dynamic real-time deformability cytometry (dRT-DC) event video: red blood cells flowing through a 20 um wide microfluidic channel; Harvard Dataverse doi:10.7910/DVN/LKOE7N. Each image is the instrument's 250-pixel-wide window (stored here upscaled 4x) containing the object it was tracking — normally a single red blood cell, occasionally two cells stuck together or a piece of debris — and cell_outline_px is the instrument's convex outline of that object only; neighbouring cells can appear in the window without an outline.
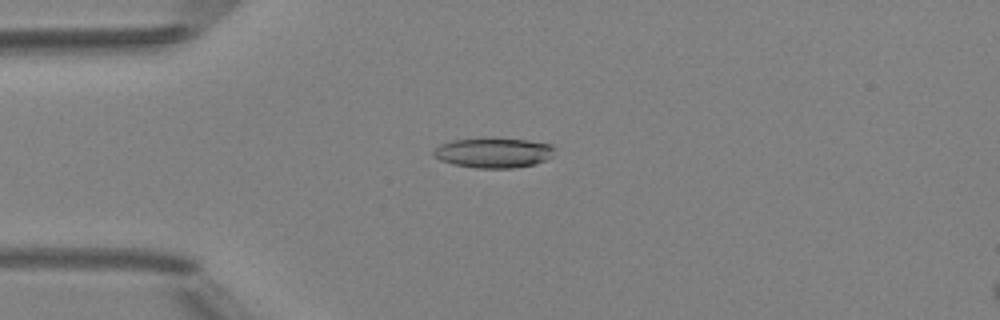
{"species": "Egyptian fruit bat (a non-hibernating species)", "species_latin": "Rousettus aegyptiacus", "temperature_condition": "room temperature", "stored_images_in_passage": 6, "camera_frame_rate_fps": 3000, "um_per_image_px": 0.085, "animal": {"sex": "female"}, "frame": {"image": 1, "passage_image": 4, "time_ms": 3.333, "image_size_px": [1000, 320], "cell_outline_px": [[556, 148], [552, 156], [536, 164], [516, 168], [476, 168], [452, 164], [440, 160], [432, 156], [432, 152], [440, 144], [452, 140], [484, 136], [492, 136], [528, 140], [552, 144]], "centroid_in_image_um": [41.94, 12.95], "position_along_channel_um": 43.1, "area_um2": 22.02}}
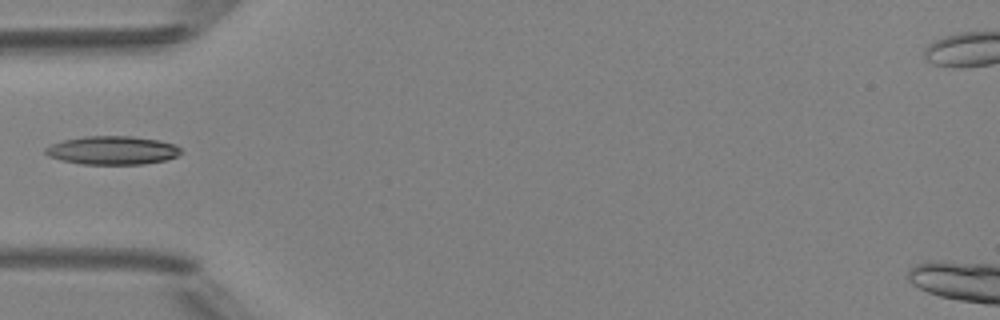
{"frame": {"image": 2, "passage_image": 5, "time_ms": 4.667, "image_size_px": [1000, 320], "cell_outline_px": [[184, 152], [176, 156], [164, 160], [144, 164], [80, 164], [60, 160], [48, 156], [44, 152], [44, 148], [52, 144], [64, 140], [84, 136], [132, 136], [160, 140], [176, 144]], "centroid_in_image_um": [9.56, 12.77], "position_along_channel_um": 75.4, "area_um2": 22.66}}
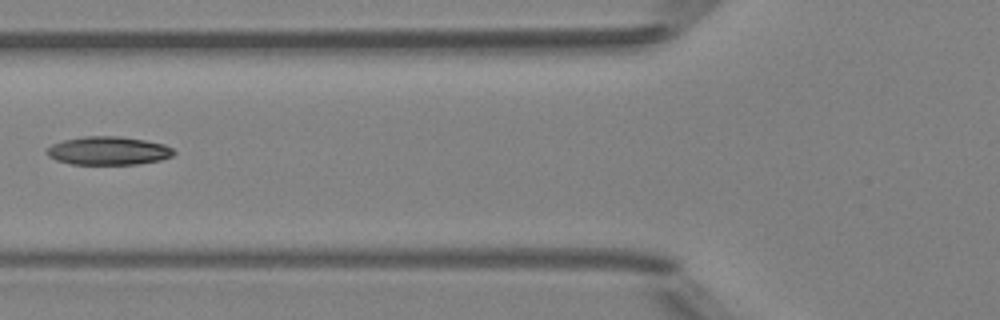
{"frame": {"image": 3, "passage_image": 6, "time_ms": 5.667, "image_size_px": [1000, 320], "cell_outline_px": [[176, 152], [172, 156], [160, 160], [136, 164], [72, 164], [56, 160], [48, 156], [44, 152], [52, 144], [64, 140], [84, 136], [120, 136], [144, 140], [164, 144], [172, 148]], "centroid_in_image_um": [9.2, 12.81], "position_along_channel_um": 116.6, "area_um2": 20.98}}